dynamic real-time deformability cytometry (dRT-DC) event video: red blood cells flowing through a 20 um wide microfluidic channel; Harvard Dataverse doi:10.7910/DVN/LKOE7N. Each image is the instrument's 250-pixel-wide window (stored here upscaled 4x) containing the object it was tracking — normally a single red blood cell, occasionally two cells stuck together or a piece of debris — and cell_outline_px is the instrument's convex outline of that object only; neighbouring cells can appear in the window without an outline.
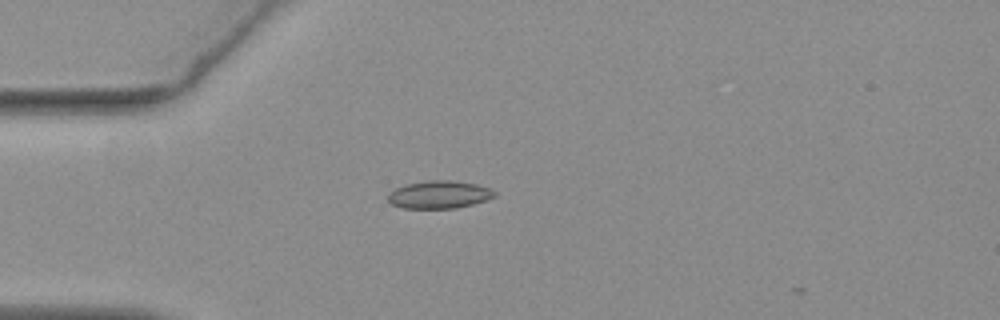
{"species": "common noctule bat (a hibernating species)", "species_latin": "Nyctalus noctula", "temperature_condition": "warm", "stored_images_in_passage": 30, "camera_frame_rate_fps": 3000, "um_per_image_px": 0.085, "animal": {"sex": "female", "body_mass_g": 19.3, "forearm_length_mm": 54.1}, "frame": {"image": 1, "passage_image": 2, "time_ms": 0.333, "image_size_px": [1000, 320], "cell_outline_px": [[496, 196], [472, 204], [456, 208], [404, 208], [392, 204], [388, 200], [388, 192], [404, 184], [428, 180], [448, 180], [476, 184], [488, 188], [496, 192]], "centroid_in_image_um": [37.29, 16.53], "position_along_channel_um": 47.7, "area_um2": 17.11}}
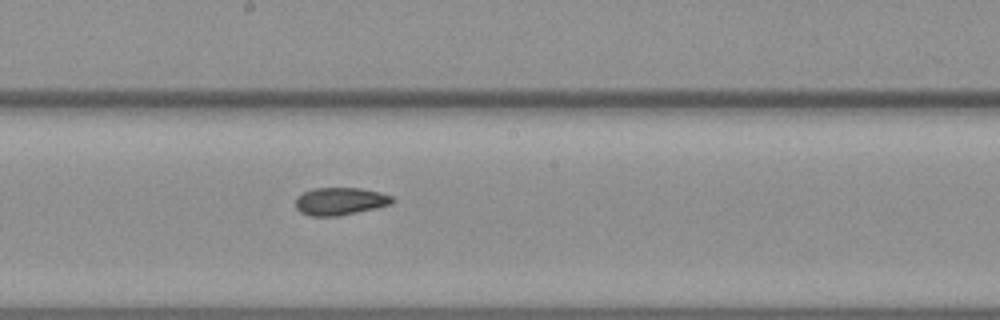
{"frame": {"image": 2, "passage_image": 17, "time_ms": 5.333, "image_size_px": [1000, 320], "cell_outline_px": [[396, 200], [392, 204], [376, 208], [336, 216], [308, 216], [300, 212], [296, 208], [296, 196], [312, 188], [360, 188], [380, 192], [392, 196]], "centroid_in_image_um": [28.91, 17.1], "position_along_channel_um": 219.3, "area_um2": 15.66}}
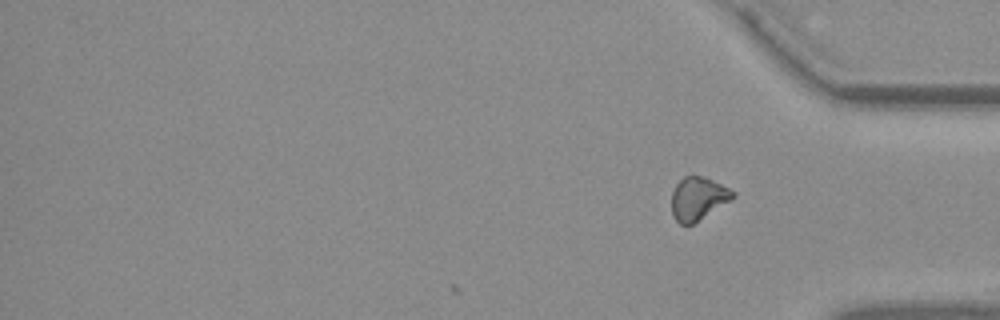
{"frame": {"image": 3, "passage_image": 30, "time_ms": 9.667, "image_size_px": [1000, 320], "cell_outline_px": [[736, 196], [692, 224], [680, 224], [672, 216], [672, 192], [676, 184], [684, 176], [700, 176], [712, 180], [736, 192]], "centroid_in_image_um": [59.31, 16.87], "position_along_channel_um": 375.9, "area_um2": 15.03}, "authors_computed_cell_mechanics": {"area_um2": 15.7505, "velocity_mm_per_s": 3.7253, "shape_relaxation_time_tau1_ms": null, "shape_relaxation_time_tau2_ms": 2.729, "deformation_change_tau1": null, "deformation_change_tau2": 0.0629}}